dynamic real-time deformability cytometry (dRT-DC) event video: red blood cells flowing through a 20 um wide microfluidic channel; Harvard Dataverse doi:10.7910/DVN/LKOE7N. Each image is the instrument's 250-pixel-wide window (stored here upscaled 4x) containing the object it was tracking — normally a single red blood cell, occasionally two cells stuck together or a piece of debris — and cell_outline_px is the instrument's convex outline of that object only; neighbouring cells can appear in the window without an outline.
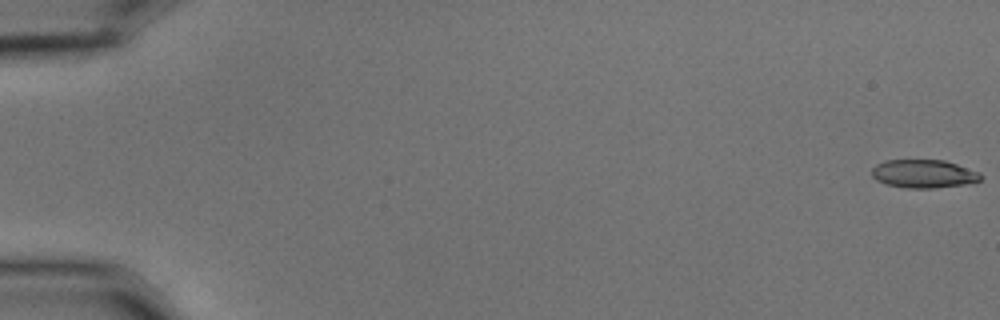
{"species": "common noctule bat (a hibernating species)", "species_latin": "Nyctalus noctula", "temperature_condition": "cold", "stored_images_in_passage": 56, "camera_frame_rate_fps": 3000, "um_per_image_px": 0.085, "animal": {"sex": "male", "body_mass_g": 15.6}, "frame": {"image": 1, "passage_image": 1, "time_ms": 0.0, "image_size_px": [1000, 320], "cell_outline_px": [[984, 176], [976, 184], [936, 188], [908, 188], [888, 184], [876, 180], [872, 176], [872, 168], [876, 164], [884, 160], [944, 160], [980, 172]], "centroid_in_image_um": [78.58, 14.78], "position_along_channel_um": 6.4, "area_um2": 18.26}}
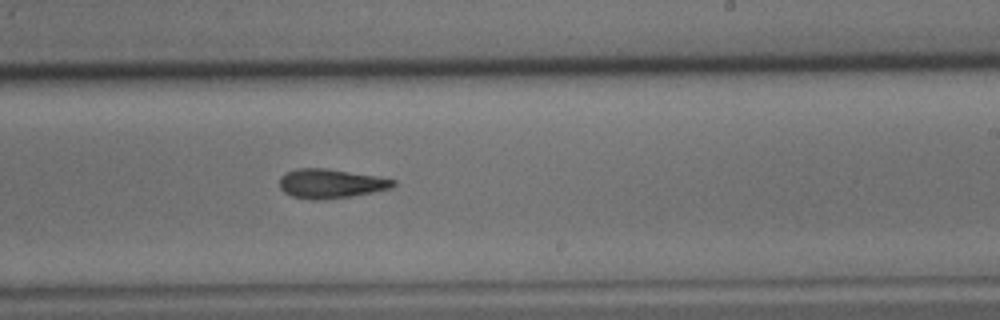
{"frame": {"image": 2, "passage_image": 35, "time_ms": 11.333, "image_size_px": [1000, 320], "cell_outline_px": [[396, 184], [392, 188], [352, 196], [320, 200], [312, 200], [292, 196], [284, 192], [280, 188], [280, 176], [284, 172], [296, 168], [324, 168], [376, 176], [396, 180]], "centroid_in_image_um": [28.08, 15.6], "position_along_channel_um": 260.9, "area_um2": 19.42}}
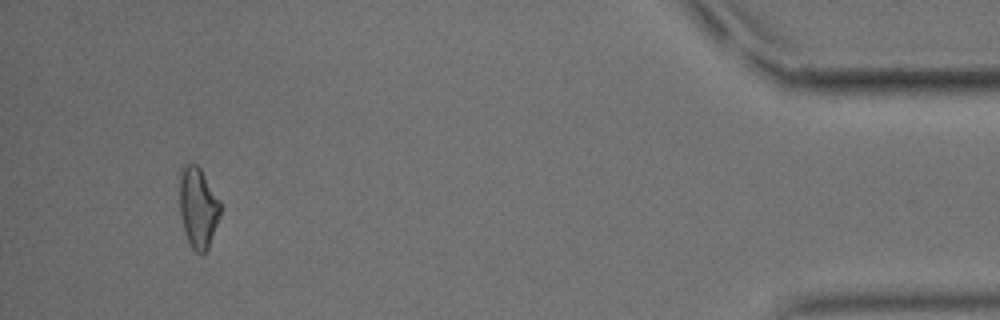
{"frame": {"image": 3, "passage_image": 53, "time_ms": 17.333, "image_size_px": [1000, 320], "cell_outline_px": [[220, 216], [208, 248], [204, 256], [196, 252], [192, 248], [184, 232], [180, 216], [180, 168], [184, 164], [196, 164], [200, 168], [220, 200]], "centroid_in_image_um": [16.83, 17.66], "position_along_channel_um": 418.4, "area_um2": 19.25}, "authors_computed_cell_mechanics": {"area_um2": 19.2185, "velocity_mm_per_s": 3.6848, "shape_relaxation_time_tau1_ms": 4.7165, "shape_relaxation_time_tau2_ms": 3.4941, "deformation_change_tau1": 0.1415, "deformation_change_tau2": 0.1244}}